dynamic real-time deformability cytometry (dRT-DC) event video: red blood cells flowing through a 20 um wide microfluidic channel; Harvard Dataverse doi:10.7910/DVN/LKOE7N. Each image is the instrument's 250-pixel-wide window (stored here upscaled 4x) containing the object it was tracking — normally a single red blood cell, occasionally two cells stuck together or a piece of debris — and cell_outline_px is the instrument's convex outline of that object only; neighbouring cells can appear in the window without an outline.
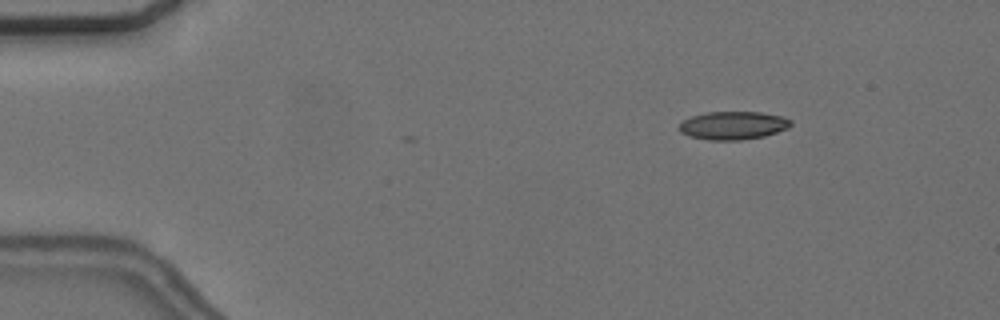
{"species": "common noctule bat (a hibernating species)", "species_latin": "Nyctalus noctula", "temperature_condition": "cold", "stored_images_in_passage": 13, "camera_frame_rate_fps": 3000, "um_per_image_px": 0.085, "animal": {"sex": "female", "body_mass_g": 24.6, "forearm_length_mm": 56.2}, "frame": {"image": 1, "passage_image": 3, "time_ms": 0.667, "image_size_px": [1000, 320], "cell_outline_px": [[792, 124], [788, 128], [764, 136], [740, 140], [708, 140], [692, 136], [680, 132], [680, 124], [684, 120], [692, 116], [708, 112], [760, 112], [784, 116], [792, 120]], "centroid_in_image_um": [62.36, 10.66], "position_along_channel_um": 22.6, "area_um2": 18.21}}